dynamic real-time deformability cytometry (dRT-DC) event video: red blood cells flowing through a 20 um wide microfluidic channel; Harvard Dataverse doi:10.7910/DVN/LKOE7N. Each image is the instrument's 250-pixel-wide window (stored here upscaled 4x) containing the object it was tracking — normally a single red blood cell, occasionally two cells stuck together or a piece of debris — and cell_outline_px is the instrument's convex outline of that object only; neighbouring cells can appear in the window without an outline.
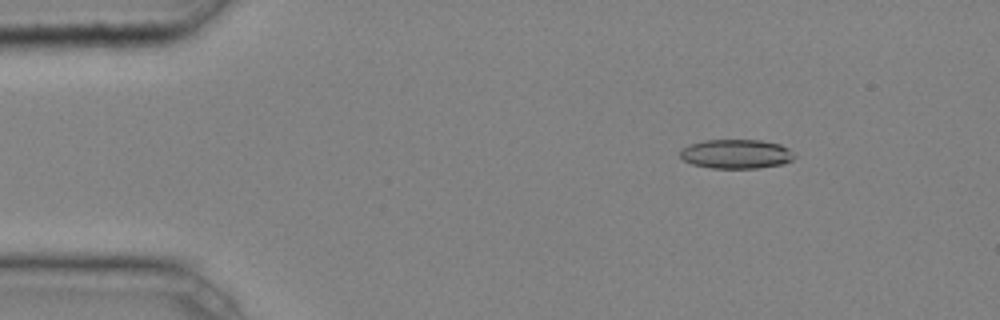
{"species": "common noctule bat (a hibernating species)", "species_latin": "Nyctalus noctula", "temperature_condition": "cold", "stored_images_in_passage": 4, "camera_frame_rate_fps": 3000, "um_per_image_px": 0.085, "animal": {"sex": "male", "body_mass_g": 20.4}, "frame": {"image": 1, "passage_image": 2, "time_ms": 0.333, "image_size_px": [1000, 320], "cell_outline_px": [[796, 156], [792, 160], [784, 164], [756, 168], [712, 168], [692, 164], [684, 160], [680, 156], [680, 152], [688, 144], [704, 140], [760, 140], [780, 144], [788, 148]], "centroid_in_image_um": [62.59, 13.08], "position_along_channel_um": 22.4, "area_um2": 19.48}}
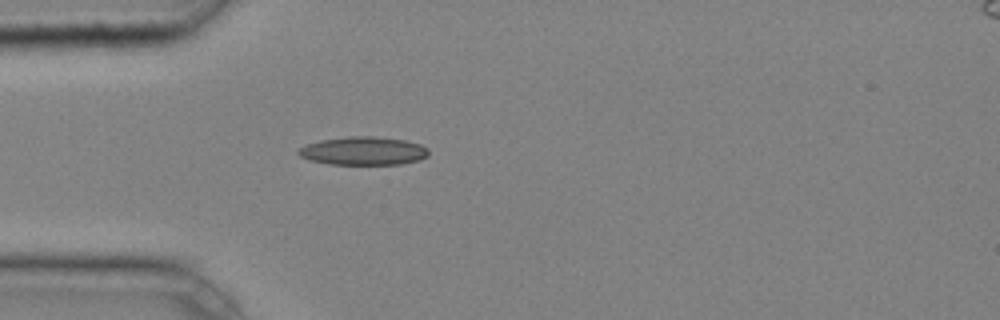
{"frame": {"image": 2, "passage_image": 4, "time_ms": 1.0, "image_size_px": [1000, 320], "cell_outline_px": [[428, 156], [420, 160], [400, 164], [328, 164], [308, 160], [300, 156], [296, 152], [300, 148], [308, 144], [320, 140], [352, 136], [372, 136], [404, 140], [420, 144], [428, 148]], "centroid_in_image_um": [30.89, 12.83], "position_along_channel_um": 54.1, "area_um2": 21.44}}